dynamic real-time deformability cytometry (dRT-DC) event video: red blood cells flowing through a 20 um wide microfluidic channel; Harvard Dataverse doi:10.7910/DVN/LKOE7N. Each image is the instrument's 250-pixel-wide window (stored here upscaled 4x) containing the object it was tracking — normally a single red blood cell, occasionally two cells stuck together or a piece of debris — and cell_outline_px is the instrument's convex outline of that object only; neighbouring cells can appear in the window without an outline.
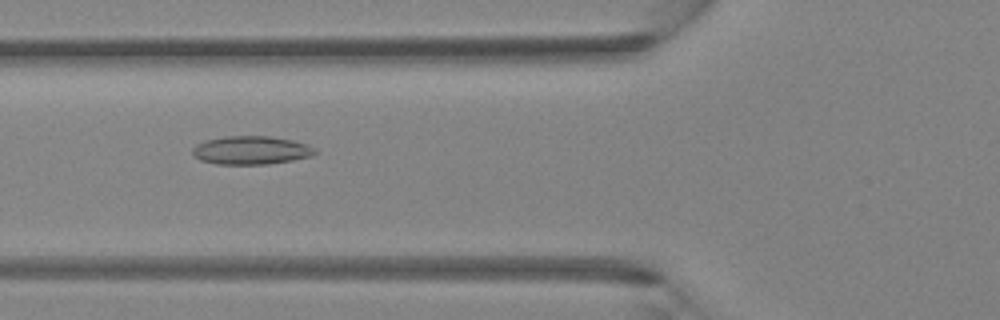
{"species": "Egyptian fruit bat (a non-hibernating species)", "species_latin": "Rousettus aegyptiacus", "temperature_condition": "room temperature", "stored_images_in_passage": 6, "camera_frame_rate_fps": 3000, "um_per_image_px": 0.085, "animal": {"sex": "female"}, "frame": {"image": 1, "passage_image": 5, "time_ms": 1.333, "image_size_px": [1000, 320], "cell_outline_px": [[316, 152], [312, 156], [292, 160], [268, 164], [216, 164], [200, 160], [192, 156], [192, 148], [196, 144], [204, 140], [224, 136], [268, 136], [292, 140], [304, 144], [312, 148]], "centroid_in_image_um": [21.26, 12.77], "position_along_channel_um": 104.5, "area_um2": 20.23}}
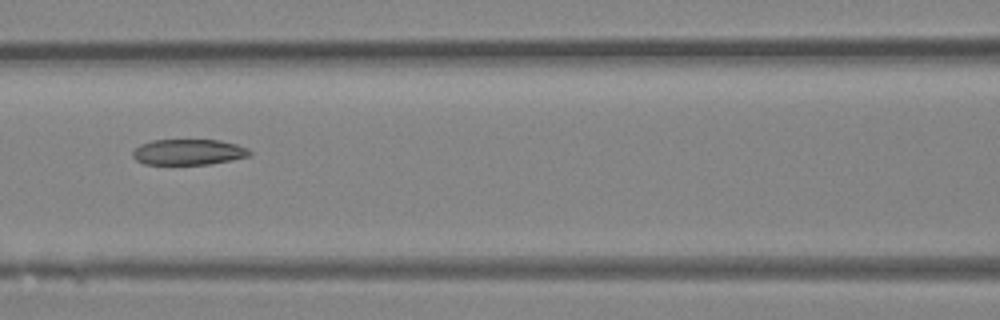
{"frame": {"image": 2, "passage_image": 6, "time_ms": 1.667, "image_size_px": [1000, 320], "cell_outline_px": [[252, 152], [248, 156], [232, 160], [208, 164], [144, 164], [136, 160], [132, 156], [132, 152], [140, 144], [152, 140], [220, 140], [236, 144], [248, 148]], "centroid_in_image_um": [16.01, 12.92], "position_along_channel_um": 150.6, "area_um2": 17.51}}